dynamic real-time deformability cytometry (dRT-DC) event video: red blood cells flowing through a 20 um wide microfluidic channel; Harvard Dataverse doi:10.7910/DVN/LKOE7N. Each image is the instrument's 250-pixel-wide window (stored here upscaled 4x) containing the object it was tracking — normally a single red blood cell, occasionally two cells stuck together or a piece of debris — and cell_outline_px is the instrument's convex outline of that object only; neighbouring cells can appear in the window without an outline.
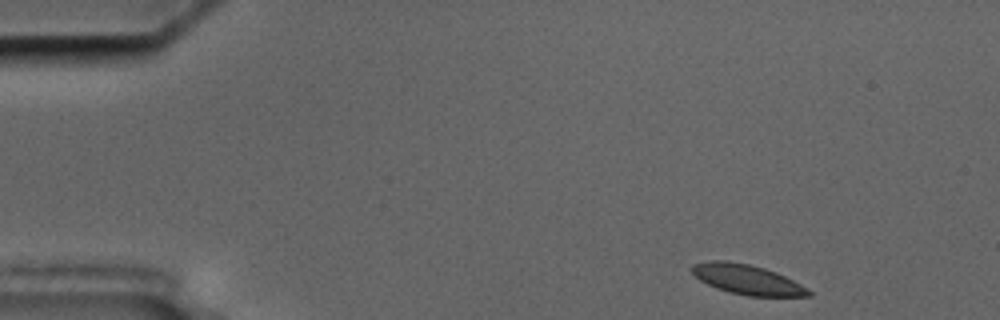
{"species": "common noctule bat (a hibernating species)", "species_latin": "Nyctalus noctula", "temperature_condition": "cold", "stored_images_in_passage": 51, "camera_frame_rate_fps": 3000, "um_per_image_px": 0.085, "animal": {"sex": "male", "body_mass_g": 17.5, "forearm_length_mm": 52.3}, "frame": {"image": 1, "passage_image": 1, "time_ms": 0.0, "image_size_px": [1000, 320], "cell_outline_px": [[812, 296], [748, 296], [728, 292], [716, 288], [700, 280], [692, 272], [692, 264], [712, 260], [728, 260], [748, 264], [764, 268], [776, 272], [808, 288], [812, 292]], "centroid_in_image_um": [63.51, 23.76], "position_along_channel_um": 21.5, "area_um2": 20.23}}
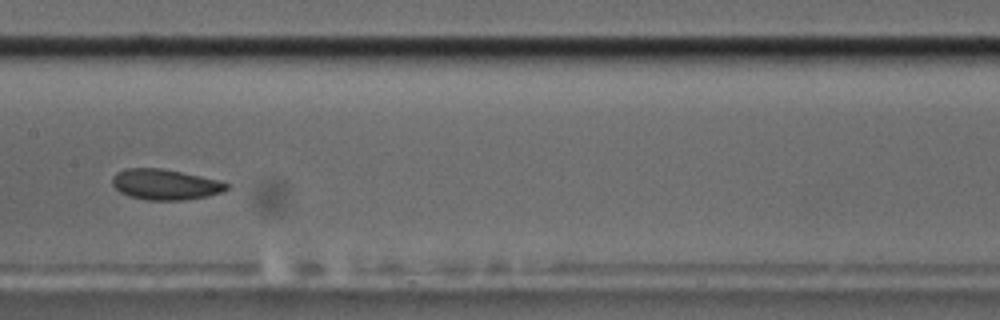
{"frame": {"image": 2, "passage_image": 23, "time_ms": 7.333, "image_size_px": [1000, 320], "cell_outline_px": [[232, 184], [224, 192], [208, 196], [180, 200], [148, 200], [128, 196], [120, 192], [112, 184], [112, 176], [116, 172], [124, 168], [164, 168], [220, 180]], "centroid_in_image_um": [14.06, 15.67], "position_along_channel_um": 193.3, "area_um2": 20.69}}
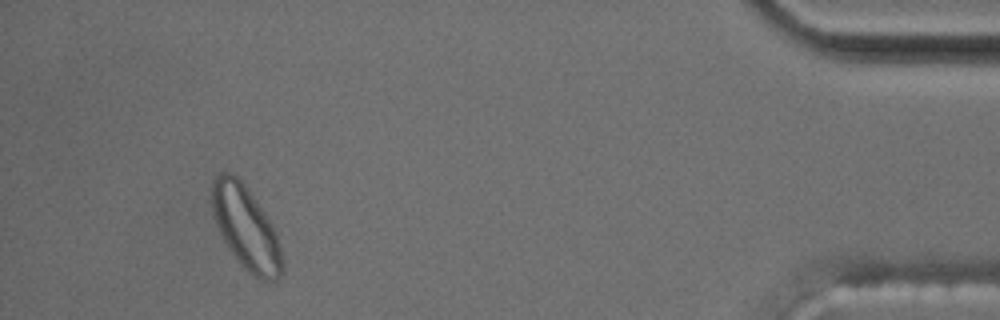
{"frame": {"image": 3, "passage_image": 47, "time_ms": 15.333, "image_size_px": [1000, 320], "cell_outline_px": [[284, 272], [276, 280], [260, 280], [248, 272], [240, 264], [228, 248], [216, 228], [212, 216], [208, 200], [208, 188], [212, 180], [220, 172], [232, 172], [244, 184], [264, 212], [276, 232], [284, 260]], "centroid_in_image_um": [20.84, 19.34], "position_along_channel_um": 414.4, "area_um2": 35.08}, "authors_computed_cell_mechanics": {"area_um2": 21.2704, "velocity_mm_per_s": 3.5494, "shape_relaxation_time_tau1_ms": 7.4986, "shape_relaxation_time_tau2_ms": null, "deformation_change_tau1": 0.1076, "deformation_change_tau2": null}}